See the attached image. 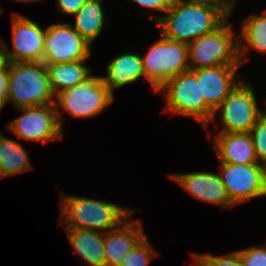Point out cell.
Here are the masks:
<instances>
[{
  "label": "cell",
  "instance_id": "cell-1",
  "mask_svg": "<svg viewBox=\"0 0 266 266\" xmlns=\"http://www.w3.org/2000/svg\"><path fill=\"white\" fill-rule=\"evenodd\" d=\"M230 0L173 2L163 16H149L161 28L162 36L190 43L213 32L231 17Z\"/></svg>",
  "mask_w": 266,
  "mask_h": 266
},
{
  "label": "cell",
  "instance_id": "cell-2",
  "mask_svg": "<svg viewBox=\"0 0 266 266\" xmlns=\"http://www.w3.org/2000/svg\"><path fill=\"white\" fill-rule=\"evenodd\" d=\"M60 226L106 233L117 228L133 212L112 202L60 193Z\"/></svg>",
  "mask_w": 266,
  "mask_h": 266
},
{
  "label": "cell",
  "instance_id": "cell-3",
  "mask_svg": "<svg viewBox=\"0 0 266 266\" xmlns=\"http://www.w3.org/2000/svg\"><path fill=\"white\" fill-rule=\"evenodd\" d=\"M157 92L166 100L165 112L191 117L209 129L214 111L201 98V69L180 73Z\"/></svg>",
  "mask_w": 266,
  "mask_h": 266
},
{
  "label": "cell",
  "instance_id": "cell-4",
  "mask_svg": "<svg viewBox=\"0 0 266 266\" xmlns=\"http://www.w3.org/2000/svg\"><path fill=\"white\" fill-rule=\"evenodd\" d=\"M8 101L15 109L55 103L48 70L43 62H9Z\"/></svg>",
  "mask_w": 266,
  "mask_h": 266
},
{
  "label": "cell",
  "instance_id": "cell-5",
  "mask_svg": "<svg viewBox=\"0 0 266 266\" xmlns=\"http://www.w3.org/2000/svg\"><path fill=\"white\" fill-rule=\"evenodd\" d=\"M230 17L216 30L188 43L189 69L218 66H241L238 35L230 25Z\"/></svg>",
  "mask_w": 266,
  "mask_h": 266
},
{
  "label": "cell",
  "instance_id": "cell-6",
  "mask_svg": "<svg viewBox=\"0 0 266 266\" xmlns=\"http://www.w3.org/2000/svg\"><path fill=\"white\" fill-rule=\"evenodd\" d=\"M55 97L54 104L61 128L64 120L61 110L65 109L74 118H89L97 116L114 101V93L105 85L103 78L94 75Z\"/></svg>",
  "mask_w": 266,
  "mask_h": 266
},
{
  "label": "cell",
  "instance_id": "cell-7",
  "mask_svg": "<svg viewBox=\"0 0 266 266\" xmlns=\"http://www.w3.org/2000/svg\"><path fill=\"white\" fill-rule=\"evenodd\" d=\"M145 78L157 92L170 79L189 70L188 45L162 36L141 56Z\"/></svg>",
  "mask_w": 266,
  "mask_h": 266
},
{
  "label": "cell",
  "instance_id": "cell-8",
  "mask_svg": "<svg viewBox=\"0 0 266 266\" xmlns=\"http://www.w3.org/2000/svg\"><path fill=\"white\" fill-rule=\"evenodd\" d=\"M221 112L222 130L220 132L249 133L263 115L258 107L256 95L249 82L241 80L215 110Z\"/></svg>",
  "mask_w": 266,
  "mask_h": 266
},
{
  "label": "cell",
  "instance_id": "cell-9",
  "mask_svg": "<svg viewBox=\"0 0 266 266\" xmlns=\"http://www.w3.org/2000/svg\"><path fill=\"white\" fill-rule=\"evenodd\" d=\"M220 177L227 197L236 206L253 198L266 196V165L220 164Z\"/></svg>",
  "mask_w": 266,
  "mask_h": 266
},
{
  "label": "cell",
  "instance_id": "cell-10",
  "mask_svg": "<svg viewBox=\"0 0 266 266\" xmlns=\"http://www.w3.org/2000/svg\"><path fill=\"white\" fill-rule=\"evenodd\" d=\"M91 45L70 23L51 24L45 31L42 62L58 64L87 60L91 56Z\"/></svg>",
  "mask_w": 266,
  "mask_h": 266
},
{
  "label": "cell",
  "instance_id": "cell-11",
  "mask_svg": "<svg viewBox=\"0 0 266 266\" xmlns=\"http://www.w3.org/2000/svg\"><path fill=\"white\" fill-rule=\"evenodd\" d=\"M23 114L9 121L7 130L21 139L45 142L59 139L63 136L59 124L55 104L44 106L17 108Z\"/></svg>",
  "mask_w": 266,
  "mask_h": 266
},
{
  "label": "cell",
  "instance_id": "cell-12",
  "mask_svg": "<svg viewBox=\"0 0 266 266\" xmlns=\"http://www.w3.org/2000/svg\"><path fill=\"white\" fill-rule=\"evenodd\" d=\"M45 29L39 27L27 17L18 13L12 15V44L13 49L0 43L8 62H42L45 41Z\"/></svg>",
  "mask_w": 266,
  "mask_h": 266
},
{
  "label": "cell",
  "instance_id": "cell-13",
  "mask_svg": "<svg viewBox=\"0 0 266 266\" xmlns=\"http://www.w3.org/2000/svg\"><path fill=\"white\" fill-rule=\"evenodd\" d=\"M133 212L117 228L104 233V266H119L126 254L146 236L142 221H133Z\"/></svg>",
  "mask_w": 266,
  "mask_h": 266
},
{
  "label": "cell",
  "instance_id": "cell-14",
  "mask_svg": "<svg viewBox=\"0 0 266 266\" xmlns=\"http://www.w3.org/2000/svg\"><path fill=\"white\" fill-rule=\"evenodd\" d=\"M169 176L198 200L223 208L234 206L227 197L222 179L217 173L199 171Z\"/></svg>",
  "mask_w": 266,
  "mask_h": 266
},
{
  "label": "cell",
  "instance_id": "cell-15",
  "mask_svg": "<svg viewBox=\"0 0 266 266\" xmlns=\"http://www.w3.org/2000/svg\"><path fill=\"white\" fill-rule=\"evenodd\" d=\"M239 67L218 66L201 68V98H205L206 104L214 112L242 80L239 75H236Z\"/></svg>",
  "mask_w": 266,
  "mask_h": 266
},
{
  "label": "cell",
  "instance_id": "cell-16",
  "mask_svg": "<svg viewBox=\"0 0 266 266\" xmlns=\"http://www.w3.org/2000/svg\"><path fill=\"white\" fill-rule=\"evenodd\" d=\"M213 138V150L221 163L253 164L260 163L249 133L220 132Z\"/></svg>",
  "mask_w": 266,
  "mask_h": 266
},
{
  "label": "cell",
  "instance_id": "cell-17",
  "mask_svg": "<svg viewBox=\"0 0 266 266\" xmlns=\"http://www.w3.org/2000/svg\"><path fill=\"white\" fill-rule=\"evenodd\" d=\"M105 85L113 93L117 88L133 83L145 77L141 55L126 52L115 56L108 64Z\"/></svg>",
  "mask_w": 266,
  "mask_h": 266
},
{
  "label": "cell",
  "instance_id": "cell-18",
  "mask_svg": "<svg viewBox=\"0 0 266 266\" xmlns=\"http://www.w3.org/2000/svg\"><path fill=\"white\" fill-rule=\"evenodd\" d=\"M72 249L89 266H104V233L96 230L66 228Z\"/></svg>",
  "mask_w": 266,
  "mask_h": 266
},
{
  "label": "cell",
  "instance_id": "cell-19",
  "mask_svg": "<svg viewBox=\"0 0 266 266\" xmlns=\"http://www.w3.org/2000/svg\"><path fill=\"white\" fill-rule=\"evenodd\" d=\"M241 34H238V54L242 65L248 60L253 48L266 54V9L261 15L252 14L242 21Z\"/></svg>",
  "mask_w": 266,
  "mask_h": 266
},
{
  "label": "cell",
  "instance_id": "cell-20",
  "mask_svg": "<svg viewBox=\"0 0 266 266\" xmlns=\"http://www.w3.org/2000/svg\"><path fill=\"white\" fill-rule=\"evenodd\" d=\"M85 61L45 64L49 74L50 86L55 96L64 90L75 87L91 76V68L83 64Z\"/></svg>",
  "mask_w": 266,
  "mask_h": 266
},
{
  "label": "cell",
  "instance_id": "cell-21",
  "mask_svg": "<svg viewBox=\"0 0 266 266\" xmlns=\"http://www.w3.org/2000/svg\"><path fill=\"white\" fill-rule=\"evenodd\" d=\"M74 16L76 21L71 26L89 43H94L106 21L102 0H87Z\"/></svg>",
  "mask_w": 266,
  "mask_h": 266
},
{
  "label": "cell",
  "instance_id": "cell-22",
  "mask_svg": "<svg viewBox=\"0 0 266 266\" xmlns=\"http://www.w3.org/2000/svg\"><path fill=\"white\" fill-rule=\"evenodd\" d=\"M26 149L21 143L0 134V179L31 169Z\"/></svg>",
  "mask_w": 266,
  "mask_h": 266
},
{
  "label": "cell",
  "instance_id": "cell-23",
  "mask_svg": "<svg viewBox=\"0 0 266 266\" xmlns=\"http://www.w3.org/2000/svg\"><path fill=\"white\" fill-rule=\"evenodd\" d=\"M157 254L145 236L132 251L124 256L119 266H149Z\"/></svg>",
  "mask_w": 266,
  "mask_h": 266
},
{
  "label": "cell",
  "instance_id": "cell-24",
  "mask_svg": "<svg viewBox=\"0 0 266 266\" xmlns=\"http://www.w3.org/2000/svg\"><path fill=\"white\" fill-rule=\"evenodd\" d=\"M258 162L266 165V116L263 114L249 132Z\"/></svg>",
  "mask_w": 266,
  "mask_h": 266
},
{
  "label": "cell",
  "instance_id": "cell-25",
  "mask_svg": "<svg viewBox=\"0 0 266 266\" xmlns=\"http://www.w3.org/2000/svg\"><path fill=\"white\" fill-rule=\"evenodd\" d=\"M236 252L243 266H266V247L251 246Z\"/></svg>",
  "mask_w": 266,
  "mask_h": 266
},
{
  "label": "cell",
  "instance_id": "cell-26",
  "mask_svg": "<svg viewBox=\"0 0 266 266\" xmlns=\"http://www.w3.org/2000/svg\"><path fill=\"white\" fill-rule=\"evenodd\" d=\"M209 266H243L236 251L225 255L198 254Z\"/></svg>",
  "mask_w": 266,
  "mask_h": 266
},
{
  "label": "cell",
  "instance_id": "cell-27",
  "mask_svg": "<svg viewBox=\"0 0 266 266\" xmlns=\"http://www.w3.org/2000/svg\"><path fill=\"white\" fill-rule=\"evenodd\" d=\"M87 0H57V12L74 16L86 3Z\"/></svg>",
  "mask_w": 266,
  "mask_h": 266
},
{
  "label": "cell",
  "instance_id": "cell-28",
  "mask_svg": "<svg viewBox=\"0 0 266 266\" xmlns=\"http://www.w3.org/2000/svg\"><path fill=\"white\" fill-rule=\"evenodd\" d=\"M138 5L149 8L151 10H157V12H163L165 13L167 9L171 6L173 3V0H130Z\"/></svg>",
  "mask_w": 266,
  "mask_h": 266
},
{
  "label": "cell",
  "instance_id": "cell-29",
  "mask_svg": "<svg viewBox=\"0 0 266 266\" xmlns=\"http://www.w3.org/2000/svg\"><path fill=\"white\" fill-rule=\"evenodd\" d=\"M9 91V62L0 68V99L6 104Z\"/></svg>",
  "mask_w": 266,
  "mask_h": 266
},
{
  "label": "cell",
  "instance_id": "cell-30",
  "mask_svg": "<svg viewBox=\"0 0 266 266\" xmlns=\"http://www.w3.org/2000/svg\"><path fill=\"white\" fill-rule=\"evenodd\" d=\"M192 258L194 259V264L193 266H209L199 255L198 253H192Z\"/></svg>",
  "mask_w": 266,
  "mask_h": 266
},
{
  "label": "cell",
  "instance_id": "cell-31",
  "mask_svg": "<svg viewBox=\"0 0 266 266\" xmlns=\"http://www.w3.org/2000/svg\"><path fill=\"white\" fill-rule=\"evenodd\" d=\"M7 62L6 55L0 43V68Z\"/></svg>",
  "mask_w": 266,
  "mask_h": 266
},
{
  "label": "cell",
  "instance_id": "cell-32",
  "mask_svg": "<svg viewBox=\"0 0 266 266\" xmlns=\"http://www.w3.org/2000/svg\"><path fill=\"white\" fill-rule=\"evenodd\" d=\"M230 1H232L231 3V14H232L234 7L236 6L237 0H230Z\"/></svg>",
  "mask_w": 266,
  "mask_h": 266
},
{
  "label": "cell",
  "instance_id": "cell-33",
  "mask_svg": "<svg viewBox=\"0 0 266 266\" xmlns=\"http://www.w3.org/2000/svg\"><path fill=\"white\" fill-rule=\"evenodd\" d=\"M14 1H21V2H24V3H26V2H34V1H36V2H38L39 0H14Z\"/></svg>",
  "mask_w": 266,
  "mask_h": 266
},
{
  "label": "cell",
  "instance_id": "cell-34",
  "mask_svg": "<svg viewBox=\"0 0 266 266\" xmlns=\"http://www.w3.org/2000/svg\"><path fill=\"white\" fill-rule=\"evenodd\" d=\"M4 106H5V103L0 99V113Z\"/></svg>",
  "mask_w": 266,
  "mask_h": 266
},
{
  "label": "cell",
  "instance_id": "cell-35",
  "mask_svg": "<svg viewBox=\"0 0 266 266\" xmlns=\"http://www.w3.org/2000/svg\"><path fill=\"white\" fill-rule=\"evenodd\" d=\"M182 1H204V0H173V2H182Z\"/></svg>",
  "mask_w": 266,
  "mask_h": 266
}]
</instances>
